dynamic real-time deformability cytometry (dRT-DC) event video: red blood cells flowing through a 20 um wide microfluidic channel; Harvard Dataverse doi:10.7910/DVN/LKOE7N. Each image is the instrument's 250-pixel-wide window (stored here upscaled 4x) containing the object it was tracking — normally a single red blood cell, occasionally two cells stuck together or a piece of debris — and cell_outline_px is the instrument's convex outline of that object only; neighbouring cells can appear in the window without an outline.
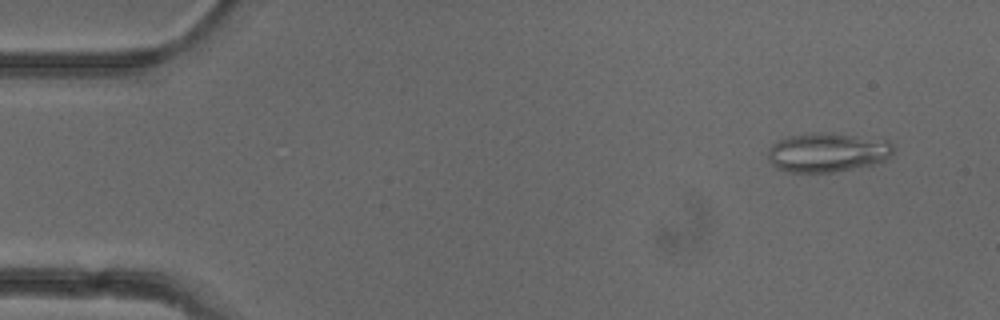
{"species": "common noctule bat (a hibernating species)", "species_latin": "Nyctalus noctula", "temperature_condition": "cold", "stored_images_in_passage": 51, "camera_frame_rate_fps": 3000, "um_per_image_px": 0.085, "animal": {"sex": "female"}, "frame": {"image": 1, "passage_image": 4, "time_ms": 1.0, "image_size_px": [1000, 320], "cell_outline_px": [[896, 148], [884, 160], [872, 164], [832, 172], [784, 172], [776, 168], [772, 164], [768, 156], [768, 148], [772, 144], [784, 136], [812, 132], [832, 132], [888, 140]], "centroid_in_image_um": [70.28, 12.93], "position_along_channel_um": 14.7, "area_um2": 28.96}}
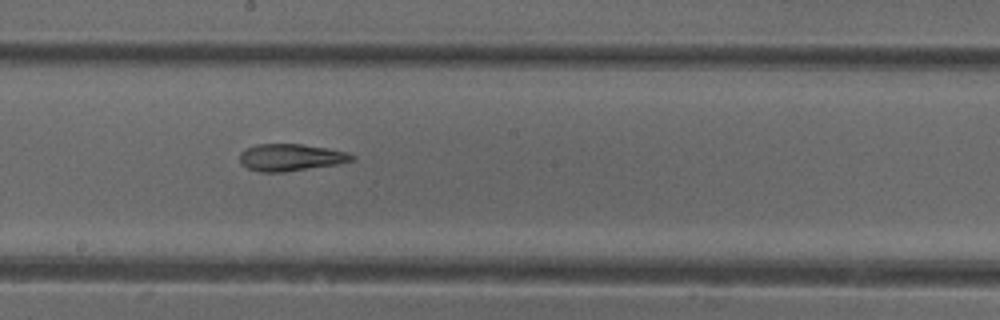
{"frame": {"image": 2, "passage_image": 28, "time_ms": 9.0, "image_size_px": [1000, 320], "cell_outline_px": [[356, 160], [336, 164], [284, 172], [260, 172], [248, 168], [240, 164], [240, 152], [256, 144], [304, 144], [328, 148], [348, 152], [356, 156]], "centroid_in_image_um": [24.73, 13.37], "position_along_channel_um": 223.5, "area_um2": 17.74}}
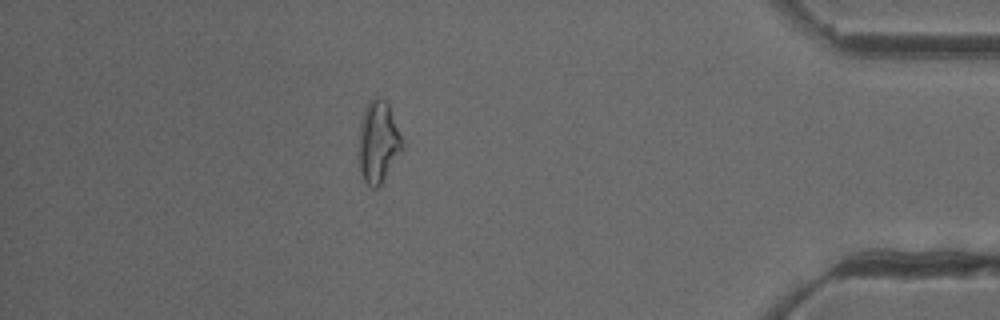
{"frame": {"image": 3, "passage_image": 45, "time_ms": 14.667, "image_size_px": [1000, 320], "cell_outline_px": [[404, 144], [380, 184], [376, 188], [372, 188], [364, 180], [360, 172], [356, 152], [360, 120], [364, 108], [376, 96], [384, 100], [388, 104]], "centroid_in_image_um": [32.07, 12.06], "position_along_channel_um": 403.1, "area_um2": 20.63}, "authors_computed_cell_mechanics": {"area_um2": 19.8254, "velocity_mm_per_s": 3.9837, "shape_relaxation_time_tau1_ms": null, "shape_relaxation_time_tau2_ms": 3.7988, "deformation_change_tau1": null, "deformation_change_tau2": 0.1338}}